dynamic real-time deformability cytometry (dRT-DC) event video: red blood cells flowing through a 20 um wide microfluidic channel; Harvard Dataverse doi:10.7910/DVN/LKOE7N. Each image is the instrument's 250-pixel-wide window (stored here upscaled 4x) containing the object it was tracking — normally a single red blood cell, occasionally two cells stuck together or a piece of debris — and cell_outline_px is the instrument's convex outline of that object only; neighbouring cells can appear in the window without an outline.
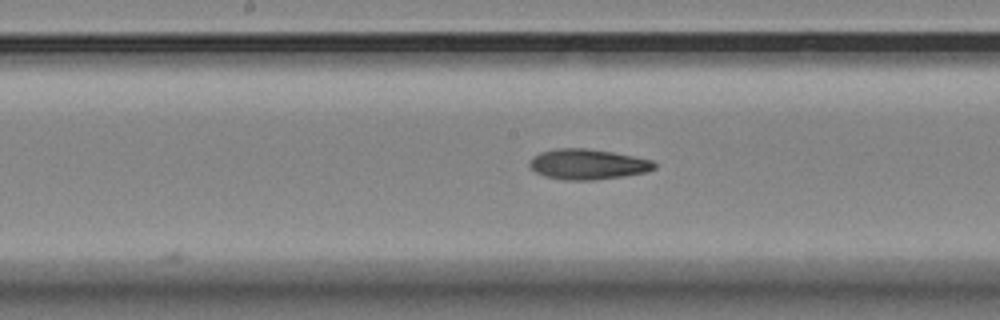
{"species": "Egyptian fruit bat (a non-hibernating species)", "species_latin": "Rousettus aegyptiacus", "temperature_condition": "room temperature", "stored_images_in_passage": 11, "camera_frame_rate_fps": 3000, "um_per_image_px": 0.085, "animal": {"sex": "female"}, "frame": {"image": 1, "passage_image": 11, "time_ms": 3.333, "image_size_px": [1000, 320], "cell_outline_px": [[656, 168], [648, 172], [624, 176], [592, 180], [564, 180], [544, 176], [536, 172], [528, 164], [540, 152], [556, 148], [584, 148], [612, 152], [652, 160], [656, 164]], "centroid_in_image_um": [49.98, 13.97], "position_along_channel_um": 198.2, "area_um2": 21.96}}